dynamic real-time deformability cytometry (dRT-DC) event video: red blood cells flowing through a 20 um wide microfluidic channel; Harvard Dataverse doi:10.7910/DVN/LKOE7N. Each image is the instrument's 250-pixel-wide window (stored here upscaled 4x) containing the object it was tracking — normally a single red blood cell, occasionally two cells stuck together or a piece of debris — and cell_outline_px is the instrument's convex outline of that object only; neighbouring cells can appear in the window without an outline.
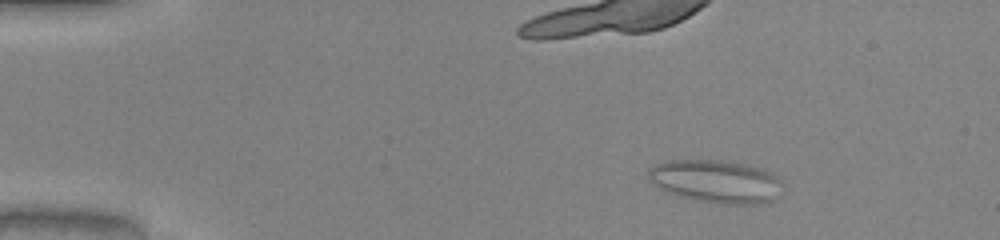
{"species": "common noctule bat (a hibernating species)", "species_latin": "Nyctalus noctula", "temperature_condition": "warm", "stored_images_in_passage": 52, "camera_frame_rate_fps": 3000, "um_per_image_px": 0.085, "animal": {"sex": "male", "body_mass_g": 20.0, "forearm_length_mm": 53.3}, "frame": {"image": 1, "passage_image": 7, "time_ms": 2.0, "image_size_px": [1000, 240], "cell_outline_px": [[776, 180], [772, 200], [764, 204], [728, 204], [700, 200], [680, 196], [660, 188], [648, 176], [648, 172], [652, 168], [660, 164], [672, 160], [720, 160], [740, 164], [756, 168], [768, 172]], "centroid_in_image_um": [60.76, 15.42], "position_along_channel_um": 24.2, "area_um2": 31.67}}
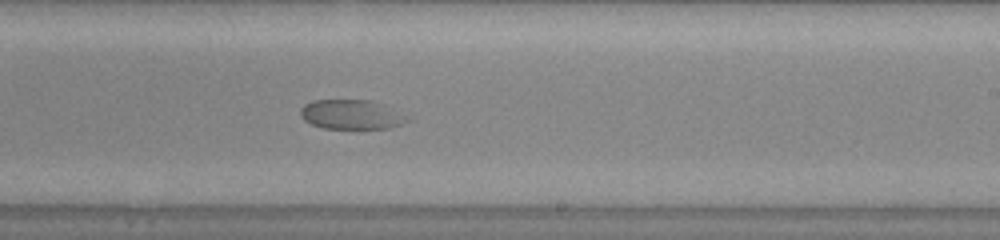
{"frame": {"image": 2, "passage_image": 32, "time_ms": 10.333, "image_size_px": [1000, 240], "cell_outline_px": [[412, 120], [388, 128], [324, 128], [312, 124], [304, 120], [300, 116], [300, 108], [304, 104], [312, 100], [372, 100]], "centroid_in_image_um": [29.78, 9.73], "position_along_channel_um": 259.2, "area_um2": 17.98}}
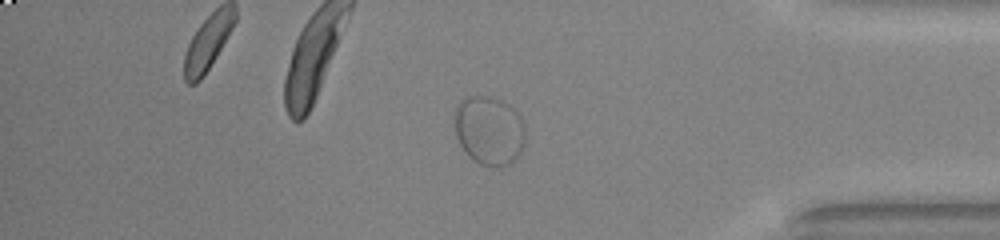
{"frame": {"image": 3, "passage_image": 44, "time_ms": 14.333, "image_size_px": [1000, 240], "cell_outline_px": [[524, 140], [520, 152], [508, 164], [500, 168], [488, 168], [472, 160], [468, 156], [460, 144], [456, 136], [456, 108], [460, 100], [468, 96], [488, 96], [500, 100], [508, 104], [520, 116], [524, 128]], "centroid_in_image_um": [41.56, 11.11], "position_along_channel_um": 393.6, "area_um2": 28.32}}